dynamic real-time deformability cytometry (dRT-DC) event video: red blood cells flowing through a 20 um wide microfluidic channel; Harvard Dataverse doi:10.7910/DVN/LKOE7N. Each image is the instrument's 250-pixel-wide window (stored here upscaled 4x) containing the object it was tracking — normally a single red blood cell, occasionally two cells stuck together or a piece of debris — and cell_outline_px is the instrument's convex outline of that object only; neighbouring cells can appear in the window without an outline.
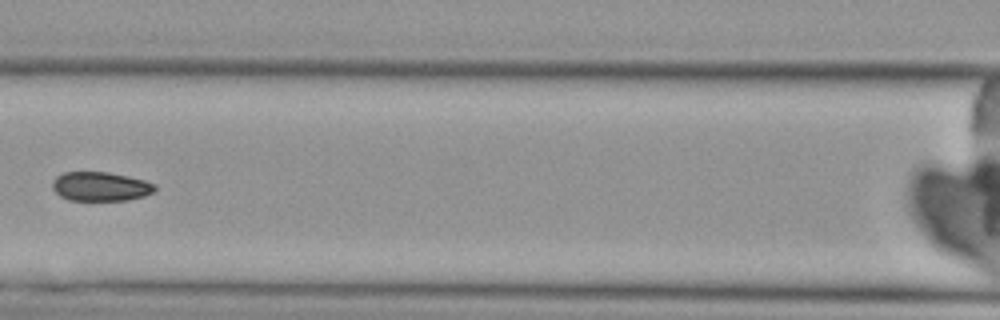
{"species": "Egyptian fruit bat (a non-hibernating species)", "species_latin": "Rousettus aegyptiacus", "temperature_condition": "cold", "stored_images_in_passage": 6, "camera_frame_rate_fps": 3000, "um_per_image_px": 0.085, "animal": {"sex": "female"}, "frame": {"image": 1, "passage_image": 6, "time_ms": 6.0, "image_size_px": [1000, 320], "cell_outline_px": [[156, 188], [152, 192], [144, 196], [128, 200], [68, 200], [60, 196], [52, 188], [52, 180], [56, 176], [64, 172], [108, 172], [128, 176], [144, 180], [156, 184]], "centroid_in_image_um": [8.52, 15.84], "position_along_channel_um": 158.1, "area_um2": 17.46}}